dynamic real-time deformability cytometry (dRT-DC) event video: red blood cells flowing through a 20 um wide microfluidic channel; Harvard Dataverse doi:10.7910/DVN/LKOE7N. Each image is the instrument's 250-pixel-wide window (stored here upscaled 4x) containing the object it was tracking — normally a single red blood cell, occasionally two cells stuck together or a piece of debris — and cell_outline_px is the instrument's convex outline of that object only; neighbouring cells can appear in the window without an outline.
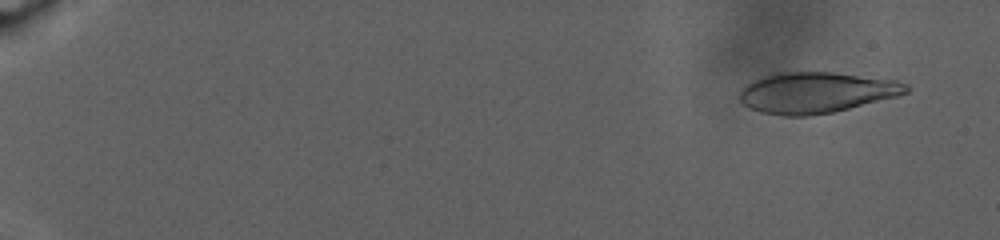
{"species": "human", "species_latin": "Homo sapiens", "temperature_condition": "warm", "stored_images_in_passage": 117, "camera_frame_rate_fps": 3000, "um_per_image_px": 0.085, "donor": {"sex": "male"}, "frame": {"image": 1, "passage_image": 9, "time_ms": 2.0, "image_size_px": [1000, 240], "cell_outline_px": [[912, 88], [908, 92], [896, 96], [832, 112], [808, 116], [784, 116], [760, 112], [748, 108], [740, 100], [740, 92], [752, 80], [776, 72], [832, 72], [896, 80], [908, 84]], "centroid_in_image_um": [69.37, 7.86], "position_along_channel_um": 15.6, "area_um2": 39.54}}
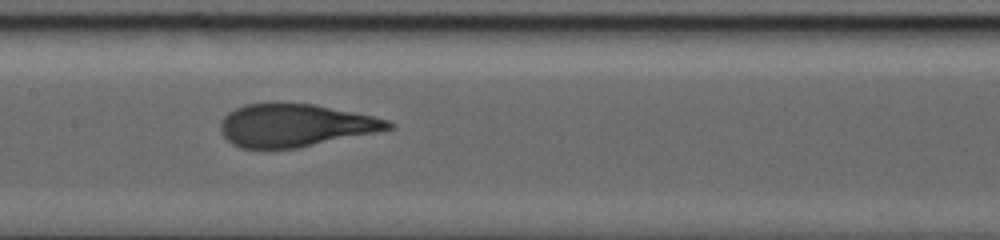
{"frame": {"image": 2, "passage_image": 71, "time_ms": 18.0, "image_size_px": [1000, 240], "cell_outline_px": [[396, 128], [384, 132], [296, 148], [240, 148], [232, 144], [224, 136], [220, 128], [220, 120], [228, 112], [244, 104], [272, 100], [316, 104], [372, 116], [388, 120], [396, 124]], "centroid_in_image_um": [25.13, 10.62], "position_along_channel_um": 182.3, "area_um2": 43.06}}
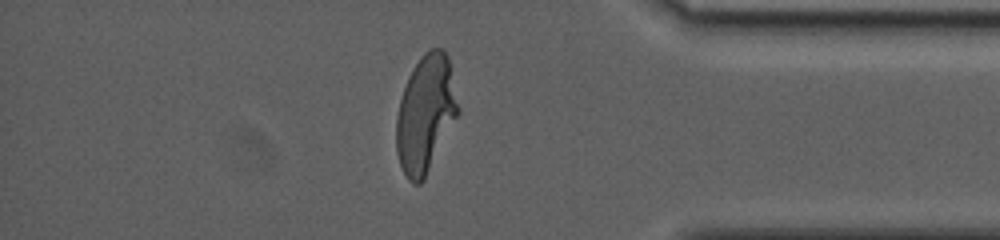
{"frame": {"image": 3, "passage_image": 112, "time_ms": 28.333, "image_size_px": [1000, 240], "cell_outline_px": [[460, 112], [424, 180], [420, 184], [412, 184], [408, 180], [400, 164], [396, 152], [396, 116], [400, 100], [408, 76], [412, 68], [420, 56], [428, 48], [444, 48], [448, 56], [460, 108]], "centroid_in_image_um": [36.18, 9.66], "position_along_channel_um": 399.0, "area_um2": 42.6}, "authors_computed_cell_mechanics": {"area_um2": 41.9628, "velocity_mm_per_s": 2.2501, "shape_relaxation_time_tau1_ms": 9.9333, "shape_relaxation_time_tau2_ms": null, "deformation_change_tau1": 0.2938, "deformation_change_tau2": null}}